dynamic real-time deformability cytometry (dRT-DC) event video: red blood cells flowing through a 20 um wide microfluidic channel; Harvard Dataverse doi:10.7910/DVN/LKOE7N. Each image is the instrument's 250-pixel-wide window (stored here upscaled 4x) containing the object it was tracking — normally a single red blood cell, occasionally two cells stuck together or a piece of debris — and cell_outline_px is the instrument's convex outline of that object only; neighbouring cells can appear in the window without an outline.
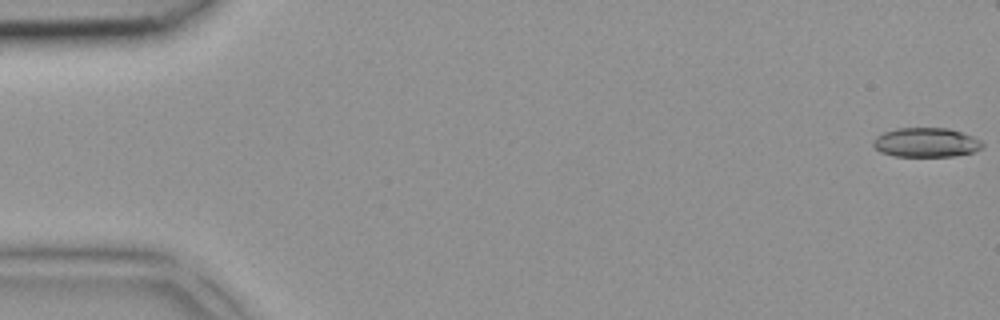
{"species": "common noctule bat (a hibernating species)", "species_latin": "Nyctalus noctula", "temperature_condition": "room temperature", "stored_images_in_passage": 4, "camera_frame_rate_fps": 3000, "um_per_image_px": 0.085, "animal": {"sex": "female", "body_mass_g": 18.4}, "frame": {"image": 1, "passage_image": 1, "time_ms": 0.0, "image_size_px": [1000, 320], "cell_outline_px": [[984, 144], [980, 148], [972, 152], [956, 156], [892, 156], [880, 152], [872, 144], [872, 140], [876, 136], [884, 132], [896, 128], [948, 128], [972, 136], [980, 140]], "centroid_in_image_um": [78.68, 12.11], "position_along_channel_um": 6.3, "area_um2": 18.67}}